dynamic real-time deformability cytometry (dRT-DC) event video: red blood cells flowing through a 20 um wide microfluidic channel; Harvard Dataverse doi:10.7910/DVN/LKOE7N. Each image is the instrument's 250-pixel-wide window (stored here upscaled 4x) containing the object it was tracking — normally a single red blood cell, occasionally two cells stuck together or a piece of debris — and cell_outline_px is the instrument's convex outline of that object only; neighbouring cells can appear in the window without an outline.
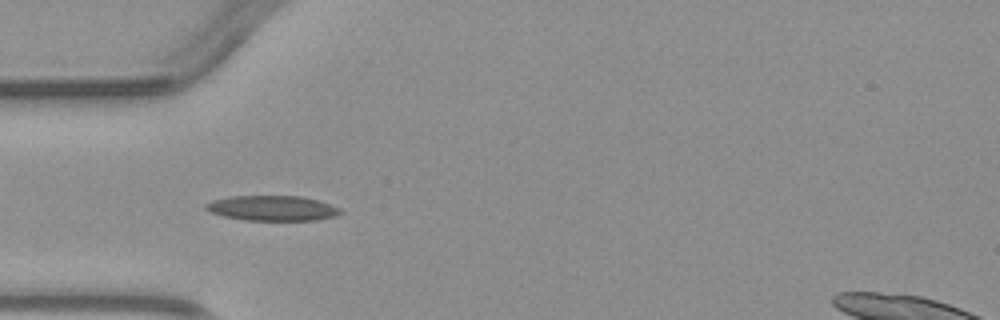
{"species": "common noctule bat (a hibernating species)", "species_latin": "Nyctalus noctula", "temperature_condition": "warm", "stored_images_in_passage": 5, "camera_frame_rate_fps": 3000, "um_per_image_px": 0.085, "animal": {"sex": "male", "body_mass_g": 23.1, "forearm_length_mm": 52.7}, "frame": {"image": 1, "passage_image": 4, "time_ms": 3.667, "image_size_px": [1000, 320], "cell_outline_px": [[344, 212], [336, 216], [316, 220], [244, 220], [224, 216], [208, 212], [204, 208], [204, 204], [212, 200], [232, 196], [300, 196], [320, 200], [340, 208]], "centroid_in_image_um": [23.15, 17.69], "position_along_channel_um": 61.8, "area_um2": 19.88}}
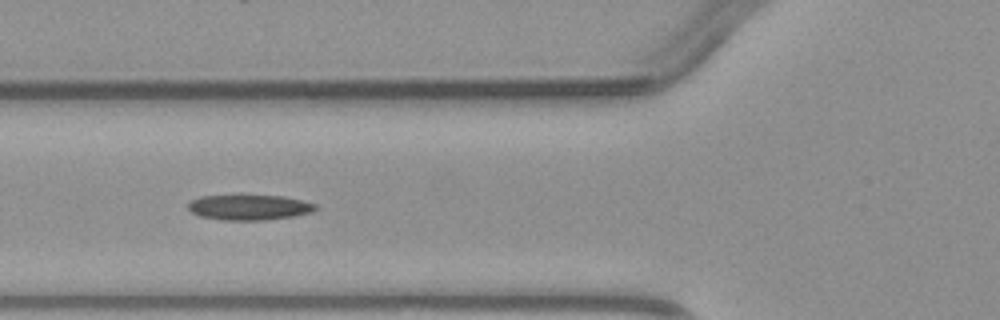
{"frame": {"image": 2, "passage_image": 5, "time_ms": 4.667, "image_size_px": [1000, 320], "cell_outline_px": [[320, 208], [312, 212], [292, 216], [264, 220], [224, 220], [200, 216], [192, 212], [188, 208], [188, 204], [192, 200], [200, 196], [284, 196], [304, 200], [316, 204]], "centroid_in_image_um": [21.24, 17.62], "position_along_channel_um": 104.6, "area_um2": 18.67}}